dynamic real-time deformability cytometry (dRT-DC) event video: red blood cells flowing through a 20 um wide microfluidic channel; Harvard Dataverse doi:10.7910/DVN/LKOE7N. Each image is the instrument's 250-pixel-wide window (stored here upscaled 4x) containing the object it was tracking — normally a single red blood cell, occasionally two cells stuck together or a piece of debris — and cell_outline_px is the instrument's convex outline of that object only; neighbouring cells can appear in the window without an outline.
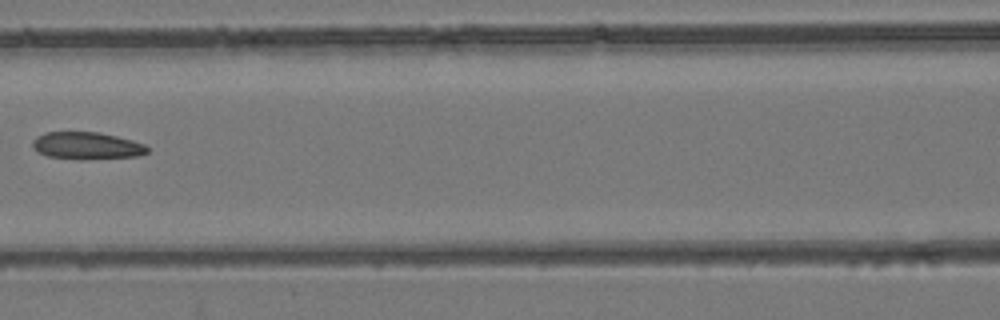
{"species": "common noctule bat (a hibernating species)", "species_latin": "Nyctalus noctula", "temperature_condition": "room temperature", "stored_images_in_passage": 8, "camera_frame_rate_fps": 3000, "um_per_image_px": 0.085, "animal": {"sex": "female", "body_mass_g": 24.6, "forearm_length_mm": 56.2}, "frame": {"image": 1, "passage_image": 7, "time_ms": 8.0, "image_size_px": [1000, 320], "cell_outline_px": [[148, 152], [140, 156], [80, 160], [48, 156], [36, 152], [32, 148], [32, 140], [36, 136], [44, 132], [96, 132], [116, 136], [132, 140], [144, 144], [148, 148]], "centroid_in_image_um": [7.34, 12.39], "position_along_channel_um": 159.3, "area_um2": 18.44}}
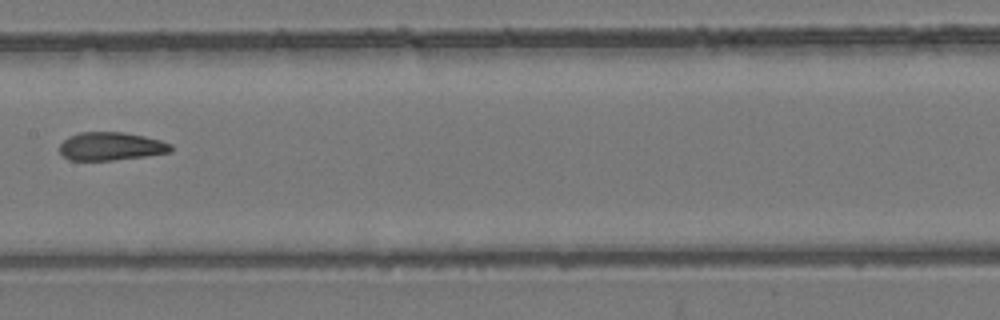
{"frame": {"image": 2, "passage_image": 8, "time_ms": 9.0, "image_size_px": [1000, 320], "cell_outline_px": [[172, 152], [148, 156], [112, 160], [68, 160], [60, 152], [60, 144], [68, 136], [80, 132], [124, 132], [144, 136], [160, 140], [172, 144]], "centroid_in_image_um": [9.45, 12.43], "position_along_channel_um": 198.0, "area_um2": 18.38}}